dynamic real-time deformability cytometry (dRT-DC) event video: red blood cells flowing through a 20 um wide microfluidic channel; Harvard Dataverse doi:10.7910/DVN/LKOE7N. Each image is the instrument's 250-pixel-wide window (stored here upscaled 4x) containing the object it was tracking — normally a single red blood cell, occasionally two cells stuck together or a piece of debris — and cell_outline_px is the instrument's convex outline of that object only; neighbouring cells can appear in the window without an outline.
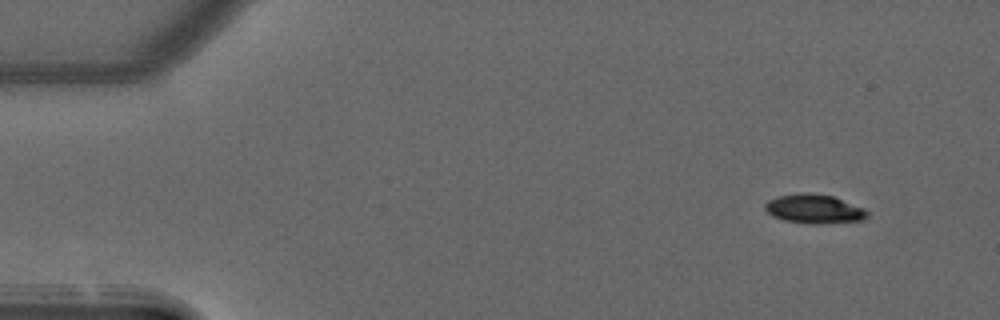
{"species": "common noctule bat (a hibernating species)", "species_latin": "Nyctalus noctula", "temperature_condition": "warm", "stored_images_in_passage": 48, "camera_frame_rate_fps": 3000, "um_per_image_px": 0.085, "animal": {"sex": "male", "forearm_length_mm": 52.5}, "frame": {"image": 1, "passage_image": 1, "time_ms": 0.0, "image_size_px": [1000, 320], "cell_outline_px": [[868, 216], [864, 220], [820, 224], [808, 224], [784, 220], [772, 216], [764, 208], [764, 204], [768, 200], [776, 196], [800, 192], [812, 192], [832, 196], [864, 208], [868, 212]], "centroid_in_image_um": [69.18, 17.75], "position_along_channel_um": 15.8, "area_um2": 17.57}}
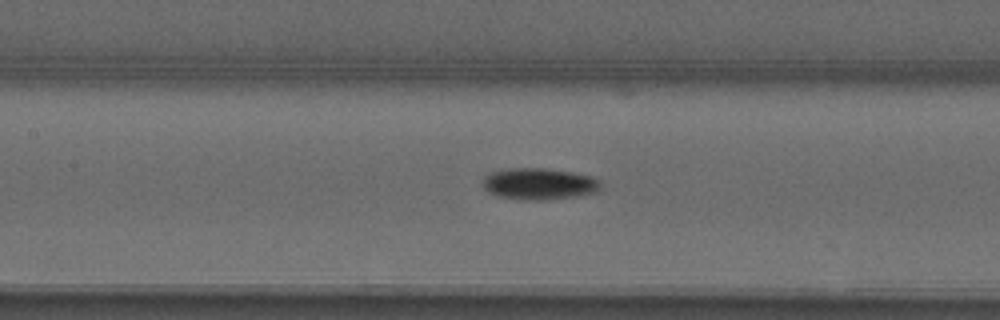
{"frame": {"image": 2, "passage_image": 20, "time_ms": 6.333, "image_size_px": [1000, 320], "cell_outline_px": [[600, 192], [576, 196], [544, 200], [528, 200], [500, 196], [488, 192], [484, 188], [484, 176], [492, 172], [508, 168], [544, 168], [572, 172], [592, 176], [600, 180]], "centroid_in_image_um": [45.87, 15.62], "position_along_channel_um": 161.5, "area_um2": 21.68}}
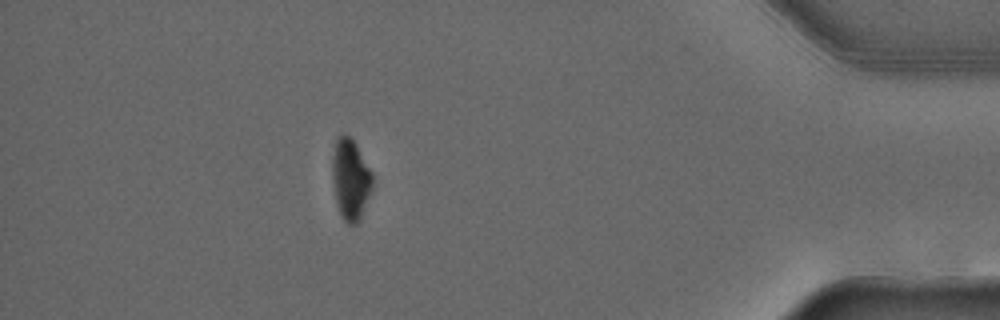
{"frame": {"image": 3, "passage_image": 42, "time_ms": 13.667, "image_size_px": [1000, 320], "cell_outline_px": [[372, 188], [360, 216], [356, 224], [348, 224], [344, 220], [336, 204], [332, 168], [332, 156], [336, 140], [340, 136], [348, 136], [356, 144], [372, 172]], "centroid_in_image_um": [29.79, 15.24], "position_along_channel_um": 405.4, "area_um2": 18.38}, "authors_computed_cell_mechanics": {"area_um2": 19.9121, "velocity_mm_per_s": 3.997, "shape_relaxation_time_tau1_ms": 3.8537, "shape_relaxation_time_tau2_ms": 5.9498, "deformation_change_tau1": 0.1671, "deformation_change_tau2": 0.0789}}